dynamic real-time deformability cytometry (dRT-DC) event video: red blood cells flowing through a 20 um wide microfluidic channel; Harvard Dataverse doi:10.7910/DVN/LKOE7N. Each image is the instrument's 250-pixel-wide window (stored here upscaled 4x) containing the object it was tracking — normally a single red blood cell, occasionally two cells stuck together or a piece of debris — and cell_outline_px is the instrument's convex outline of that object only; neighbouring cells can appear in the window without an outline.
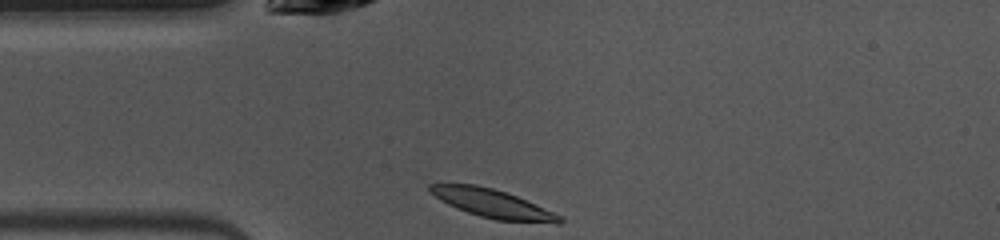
{"species": "common noctule bat (a hibernating species)", "species_latin": "Nyctalus noctula", "temperature_condition": "warm", "stored_images_in_passage": 39, "camera_frame_rate_fps": 3000, "um_per_image_px": 0.085, "animal": {"sex": "female", "body_mass_g": 10.0, "forearm_length_mm": 53.1}, "frame": {"image": 1, "passage_image": 1, "time_ms": 0.0, "image_size_px": [1000, 240], "cell_outline_px": [[564, 220], [560, 224], [556, 224], [496, 220], [480, 216], [456, 208], [440, 200], [428, 188], [428, 184], [476, 184], [492, 188], [516, 196], [544, 208], [560, 216]], "centroid_in_image_um": [41.89, 17.32], "position_along_channel_um": 43.1, "area_um2": 21.21}}
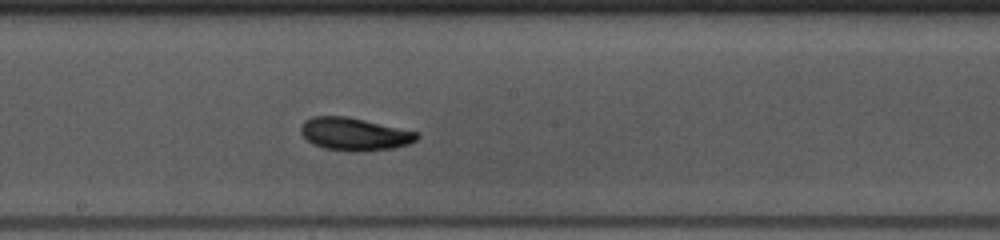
{"frame": {"image": 2, "passage_image": 15, "time_ms": 4.667, "image_size_px": [1000, 240], "cell_outline_px": [[420, 136], [416, 140], [408, 144], [392, 148], [324, 148], [312, 144], [300, 132], [300, 128], [304, 120], [312, 116], [348, 116], [420, 132]], "centroid_in_image_um": [30.12, 11.32], "position_along_channel_um": 218.1, "area_um2": 21.33}}
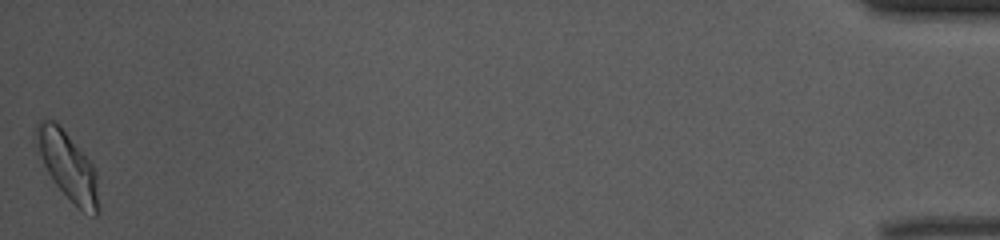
{"frame": {"image": 3, "passage_image": 39, "time_ms": 12.667, "image_size_px": [1000, 240], "cell_outline_px": [[100, 212], [96, 216], [92, 216], [80, 208], [56, 184], [48, 172], [44, 164], [40, 152], [36, 132], [36, 124], [40, 120], [52, 120], [68, 136], [92, 164], [96, 172], [100, 208]], "centroid_in_image_um": [5.83, 14.17], "position_along_channel_um": 429.4, "area_um2": 23.52}, "authors_computed_cell_mechanics": {"area_um2": 21.386, "velocity_mm_per_s": 3.9637, "shape_relaxation_time_tau1_ms": 2.0199, "shape_relaxation_time_tau2_ms": 1.7469, "deformation_change_tau1": 0.1198, "deformation_change_tau2": 0.0716}}